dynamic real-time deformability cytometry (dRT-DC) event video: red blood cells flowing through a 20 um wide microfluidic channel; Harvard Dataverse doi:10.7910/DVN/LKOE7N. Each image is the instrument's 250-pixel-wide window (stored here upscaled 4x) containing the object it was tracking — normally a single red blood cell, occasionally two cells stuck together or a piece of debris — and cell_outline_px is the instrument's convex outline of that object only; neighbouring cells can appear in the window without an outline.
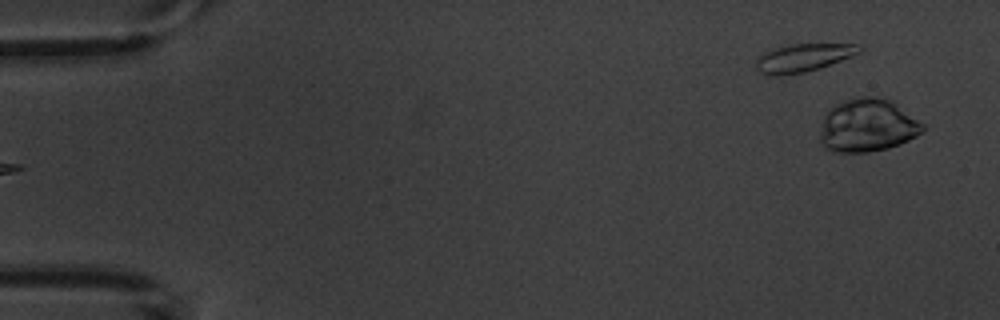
{"species": "common noctule bat (a hibernating species)", "species_latin": "Nyctalus noctula", "temperature_condition": "warm", "stored_images_in_passage": 6, "segment_of_instrument_passage": [2, 2], "camera_frame_rate_fps": 3000, "um_per_image_px": 0.085, "animal": {"sex": "male", "body_mass_g": 20.1, "forearm_length_mm": 53.5}, "frame": {"image": 1, "passage_image": 6, "time_ms": 6.0, "image_size_px": [1000, 320], "cell_outline_px": [[924, 128], [916, 136], [900, 144], [888, 148], [868, 152], [840, 152], [824, 148], [820, 144], [820, 132], [824, 116], [836, 104], [860, 96], [876, 96], [892, 100], [924, 124]], "centroid_in_image_um": [73.74, 10.66], "position_along_channel_um": 11.3, "area_um2": 31.67}}